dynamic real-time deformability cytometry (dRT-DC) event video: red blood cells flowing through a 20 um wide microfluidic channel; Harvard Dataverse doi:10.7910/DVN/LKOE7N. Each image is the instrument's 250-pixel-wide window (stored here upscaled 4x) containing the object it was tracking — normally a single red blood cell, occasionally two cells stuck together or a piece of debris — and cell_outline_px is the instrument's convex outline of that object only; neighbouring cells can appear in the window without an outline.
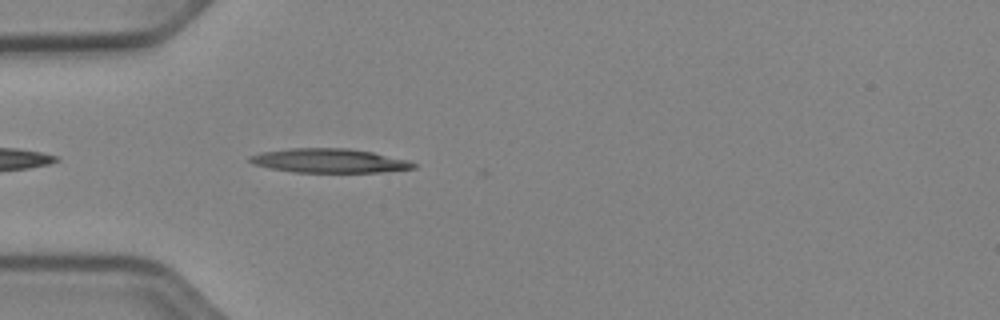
{"species": "Egyptian fruit bat (a non-hibernating species)", "species_latin": "Rousettus aegyptiacus", "temperature_condition": "cold", "stored_images_in_passage": 11, "camera_frame_rate_fps": 3000, "um_per_image_px": 0.085, "animal": {"sex": "female"}, "frame": {"image": 1, "passage_image": 4, "time_ms": 1.0, "image_size_px": [1000, 320], "cell_outline_px": [[416, 168], [380, 172], [296, 172], [272, 168], [252, 164], [248, 160], [248, 156], [260, 152], [288, 148], [348, 148], [372, 152], [408, 160], [416, 164]], "centroid_in_image_um": [27.96, 13.65], "position_along_channel_um": 57.0, "area_um2": 22.95}}
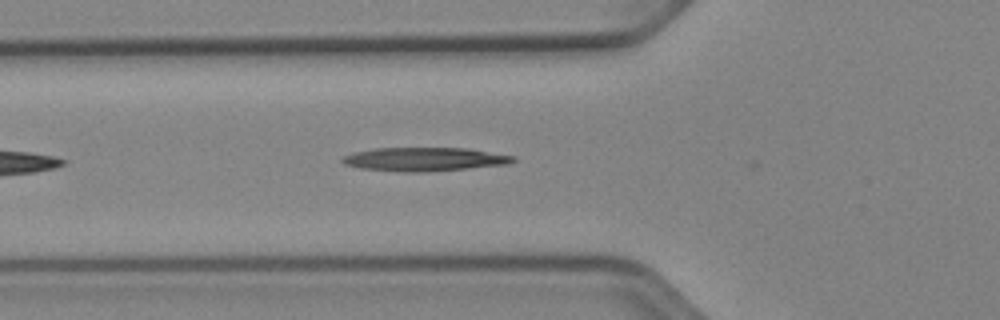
{"frame": {"image": 2, "passage_image": 7, "time_ms": 2.0, "image_size_px": [1000, 320], "cell_outline_px": [[516, 160], [508, 164], [464, 168], [412, 172], [360, 168], [344, 164], [340, 160], [344, 156], [352, 152], [376, 148], [468, 148], [516, 156]], "centroid_in_image_um": [36.07, 13.51], "position_along_channel_um": 89.7, "area_um2": 23.18}}